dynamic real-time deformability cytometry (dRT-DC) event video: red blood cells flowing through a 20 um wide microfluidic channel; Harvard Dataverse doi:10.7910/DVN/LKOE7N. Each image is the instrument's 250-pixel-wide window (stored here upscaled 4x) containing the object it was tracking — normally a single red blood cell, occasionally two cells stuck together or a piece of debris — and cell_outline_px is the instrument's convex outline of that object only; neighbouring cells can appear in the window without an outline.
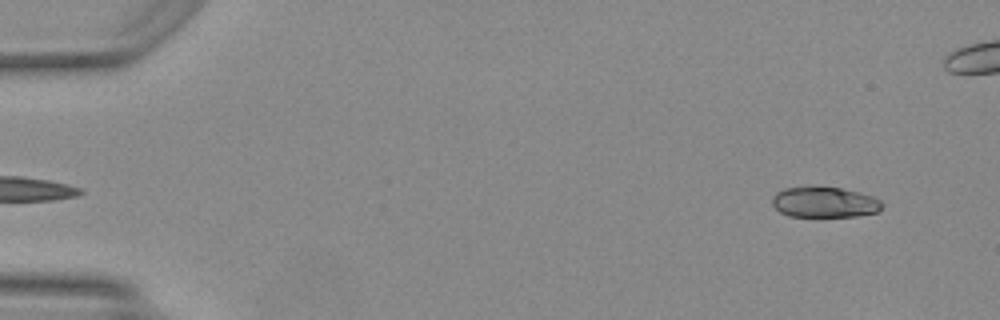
{"species": "Egyptian fruit bat (a non-hibernating species)", "species_latin": "Rousettus aegyptiacus", "temperature_condition": "warm", "stored_images_in_passage": 11, "camera_frame_rate_fps": 3000, "um_per_image_px": 0.085, "animal": {"sex": "female"}, "frame": {"image": 1, "passage_image": 2, "time_ms": 0.333, "image_size_px": [1000, 320], "cell_outline_px": [[884, 204], [876, 212], [856, 216], [788, 216], [780, 212], [772, 204], [772, 196], [776, 192], [784, 188], [804, 184], [812, 184], [840, 188], [860, 192], [872, 196], [880, 200]], "centroid_in_image_um": [70.02, 17.14], "position_along_channel_um": 15.0, "area_um2": 20.17}}